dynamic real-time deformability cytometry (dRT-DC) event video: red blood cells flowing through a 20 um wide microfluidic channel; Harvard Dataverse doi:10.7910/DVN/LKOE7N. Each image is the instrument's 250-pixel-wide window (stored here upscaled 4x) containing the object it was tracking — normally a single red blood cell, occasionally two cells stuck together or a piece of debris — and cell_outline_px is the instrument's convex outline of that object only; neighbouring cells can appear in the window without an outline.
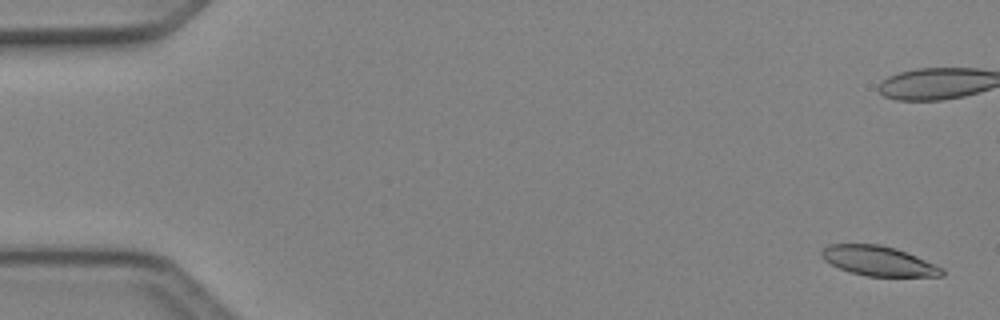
{"species": "Egyptian fruit bat (a non-hibernating species)", "species_latin": "Rousettus aegyptiacus", "temperature_condition": "cold", "stored_images_in_passage": 8, "camera_frame_rate_fps": 3000, "um_per_image_px": 0.085, "animal": {"sex": "female"}, "frame": {"image": 1, "passage_image": 1, "time_ms": 0.0, "image_size_px": [1000, 320], "cell_outline_px": [[944, 276], [864, 276], [840, 268], [824, 260], [820, 256], [820, 252], [828, 244], [880, 244], [896, 248], [916, 256], [944, 268]], "centroid_in_image_um": [74.67, 22.17], "position_along_channel_um": 10.3, "area_um2": 20.81}}
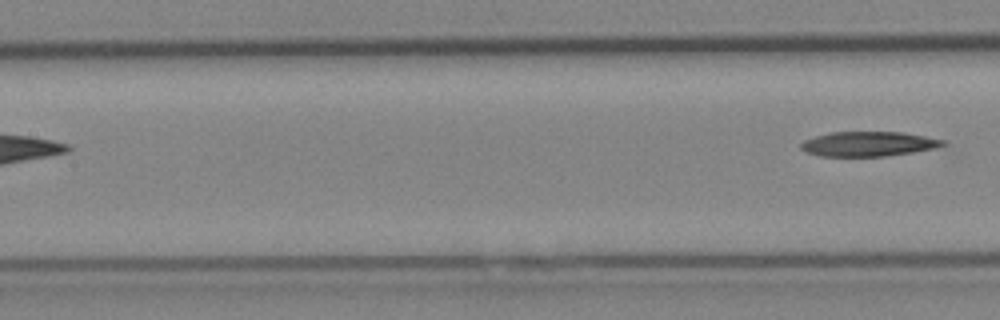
{"frame": {"image": 2, "passage_image": 8, "time_ms": 2.333, "image_size_px": [1000, 320], "cell_outline_px": [[948, 144], [936, 148], [912, 152], [884, 156], [820, 156], [808, 152], [800, 148], [800, 144], [804, 140], [816, 136], [832, 132], [904, 132], [944, 140]], "centroid_in_image_um": [73.84, 12.23], "position_along_channel_um": 133.6, "area_um2": 20.35}}